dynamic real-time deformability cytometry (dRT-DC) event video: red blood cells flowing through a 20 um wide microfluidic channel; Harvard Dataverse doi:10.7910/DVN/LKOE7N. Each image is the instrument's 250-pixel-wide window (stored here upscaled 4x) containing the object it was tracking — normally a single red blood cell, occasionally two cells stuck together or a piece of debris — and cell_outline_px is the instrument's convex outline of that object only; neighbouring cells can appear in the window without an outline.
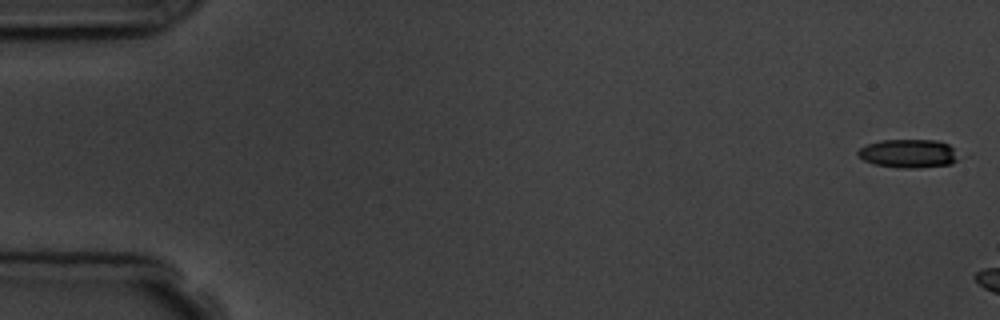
{"species": "common noctule bat (a hibernating species)", "species_latin": "Nyctalus noctula", "temperature_condition": "room temperature", "stored_images_in_passage": 3, "camera_frame_rate_fps": 3000, "um_per_image_px": 0.085, "animal": {"sex": "male", "body_mass_g": 19.5, "forearm_length_mm": 54.6}, "frame": {"image": 1, "passage_image": 1, "time_ms": 0.0, "image_size_px": [1000, 320], "cell_outline_px": [[960, 160], [952, 164], [916, 168], [900, 168], [872, 164], [856, 156], [856, 152], [864, 144], [880, 140], [936, 140], [948, 144], [960, 156]], "centroid_in_image_um": [77.2, 13.05], "position_along_channel_um": 7.8, "area_um2": 17.11}}